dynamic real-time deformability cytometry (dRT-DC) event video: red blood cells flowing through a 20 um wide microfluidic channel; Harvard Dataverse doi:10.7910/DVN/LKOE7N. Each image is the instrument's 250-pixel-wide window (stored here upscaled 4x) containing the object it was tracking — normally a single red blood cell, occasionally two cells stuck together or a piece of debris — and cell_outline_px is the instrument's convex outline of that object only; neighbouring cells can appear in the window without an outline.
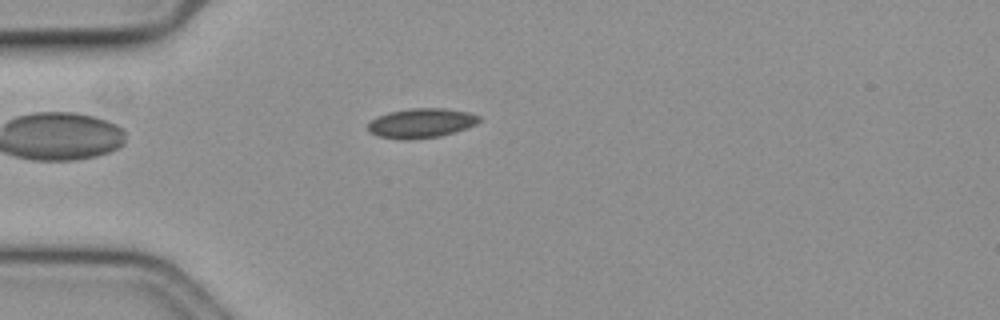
{"species": "common noctule bat (a hibernating species)", "species_latin": "Nyctalus noctula", "temperature_condition": "cold", "stored_images_in_passage": 37, "camera_frame_rate_fps": 3000, "um_per_image_px": 0.085, "animal": {"sex": "female", "body_mass_g": 19.3, "forearm_length_mm": 54.1}, "frame": {"image": 1, "passage_image": 1, "time_ms": 0.0, "image_size_px": [1000, 320], "cell_outline_px": [[480, 120], [476, 124], [468, 128], [440, 136], [408, 140], [376, 136], [368, 132], [368, 124], [376, 116], [388, 112], [412, 108], [444, 108], [468, 112], [480, 116]], "centroid_in_image_um": [35.79, 10.46], "position_along_channel_um": 49.2, "area_um2": 19.25}}
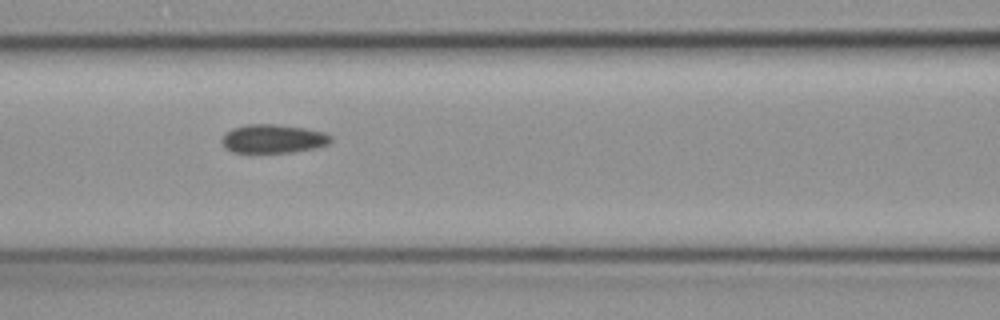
{"frame": {"image": 2, "passage_image": 10, "time_ms": 3.0, "image_size_px": [1000, 320], "cell_outline_px": [[332, 140], [328, 144], [316, 148], [292, 152], [232, 152], [224, 148], [220, 140], [232, 128], [244, 124], [276, 124], [304, 128], [324, 132], [332, 136]], "centroid_in_image_um": [23.21, 11.79], "position_along_channel_um": 143.4, "area_um2": 18.26}}
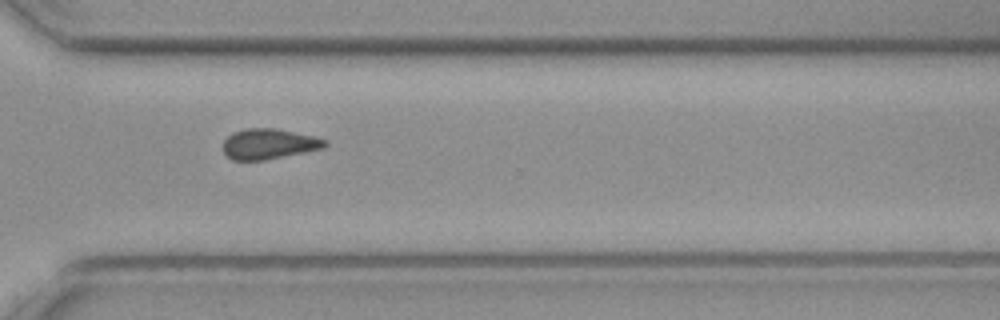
{"frame": {"image": 3, "passage_image": 27, "time_ms": 8.667, "image_size_px": [1000, 320], "cell_outline_px": [[328, 144], [324, 148], [264, 160], [232, 160], [224, 152], [224, 140], [232, 132], [244, 128], [272, 128], [312, 136], [328, 140]], "centroid_in_image_um": [22.84, 12.23], "position_along_channel_um": 347.8, "area_um2": 17.86}}